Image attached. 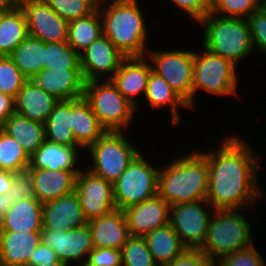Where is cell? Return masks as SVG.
Here are the masks:
<instances>
[{
    "label": "cell",
    "mask_w": 266,
    "mask_h": 266,
    "mask_svg": "<svg viewBox=\"0 0 266 266\" xmlns=\"http://www.w3.org/2000/svg\"><path fill=\"white\" fill-rule=\"evenodd\" d=\"M232 136L222 140L221 146L215 147L217 151H199L208 164L206 201L215 210L243 208L246 211L263 195L257 179L261 161L245 138Z\"/></svg>",
    "instance_id": "1"
},
{
    "label": "cell",
    "mask_w": 266,
    "mask_h": 266,
    "mask_svg": "<svg viewBox=\"0 0 266 266\" xmlns=\"http://www.w3.org/2000/svg\"><path fill=\"white\" fill-rule=\"evenodd\" d=\"M103 2L110 3L103 6ZM138 3V0H104L99 1L97 8L103 34L125 57L147 56L148 29Z\"/></svg>",
    "instance_id": "2"
},
{
    "label": "cell",
    "mask_w": 266,
    "mask_h": 266,
    "mask_svg": "<svg viewBox=\"0 0 266 266\" xmlns=\"http://www.w3.org/2000/svg\"><path fill=\"white\" fill-rule=\"evenodd\" d=\"M170 163V164H169ZM159 169L158 195L171 206L206 200L209 172L207 159L199 152L178 156Z\"/></svg>",
    "instance_id": "3"
},
{
    "label": "cell",
    "mask_w": 266,
    "mask_h": 266,
    "mask_svg": "<svg viewBox=\"0 0 266 266\" xmlns=\"http://www.w3.org/2000/svg\"><path fill=\"white\" fill-rule=\"evenodd\" d=\"M198 24L203 26V47L236 66L254 51L245 18L221 17L210 12Z\"/></svg>",
    "instance_id": "4"
},
{
    "label": "cell",
    "mask_w": 266,
    "mask_h": 266,
    "mask_svg": "<svg viewBox=\"0 0 266 266\" xmlns=\"http://www.w3.org/2000/svg\"><path fill=\"white\" fill-rule=\"evenodd\" d=\"M241 211V209L214 211L204 244L199 248L210 261L215 263L227 254L253 245L251 223Z\"/></svg>",
    "instance_id": "5"
},
{
    "label": "cell",
    "mask_w": 266,
    "mask_h": 266,
    "mask_svg": "<svg viewBox=\"0 0 266 266\" xmlns=\"http://www.w3.org/2000/svg\"><path fill=\"white\" fill-rule=\"evenodd\" d=\"M84 99L107 131L126 132L133 123L137 108L116 88L110 79L85 82Z\"/></svg>",
    "instance_id": "6"
},
{
    "label": "cell",
    "mask_w": 266,
    "mask_h": 266,
    "mask_svg": "<svg viewBox=\"0 0 266 266\" xmlns=\"http://www.w3.org/2000/svg\"><path fill=\"white\" fill-rule=\"evenodd\" d=\"M124 132L107 131L87 150L93 160L88 167L92 174L113 184L125 171L132 160L141 152L134 147Z\"/></svg>",
    "instance_id": "7"
},
{
    "label": "cell",
    "mask_w": 266,
    "mask_h": 266,
    "mask_svg": "<svg viewBox=\"0 0 266 266\" xmlns=\"http://www.w3.org/2000/svg\"><path fill=\"white\" fill-rule=\"evenodd\" d=\"M159 169L140 152L113 183L116 209L125 210L158 195Z\"/></svg>",
    "instance_id": "8"
},
{
    "label": "cell",
    "mask_w": 266,
    "mask_h": 266,
    "mask_svg": "<svg viewBox=\"0 0 266 266\" xmlns=\"http://www.w3.org/2000/svg\"><path fill=\"white\" fill-rule=\"evenodd\" d=\"M203 50L204 53L194 52L193 108L198 90L216 96H231L236 95L238 89V67L230 60L212 54L206 48Z\"/></svg>",
    "instance_id": "9"
},
{
    "label": "cell",
    "mask_w": 266,
    "mask_h": 266,
    "mask_svg": "<svg viewBox=\"0 0 266 266\" xmlns=\"http://www.w3.org/2000/svg\"><path fill=\"white\" fill-rule=\"evenodd\" d=\"M147 57L152 61V72L168 82L171 88L177 92L193 108V71L194 51L169 50L152 51L148 49ZM150 55V56H149Z\"/></svg>",
    "instance_id": "10"
},
{
    "label": "cell",
    "mask_w": 266,
    "mask_h": 266,
    "mask_svg": "<svg viewBox=\"0 0 266 266\" xmlns=\"http://www.w3.org/2000/svg\"><path fill=\"white\" fill-rule=\"evenodd\" d=\"M214 211L206 200L171 206L170 224L187 249H199L204 244Z\"/></svg>",
    "instance_id": "11"
},
{
    "label": "cell",
    "mask_w": 266,
    "mask_h": 266,
    "mask_svg": "<svg viewBox=\"0 0 266 266\" xmlns=\"http://www.w3.org/2000/svg\"><path fill=\"white\" fill-rule=\"evenodd\" d=\"M41 243L51 247L58 260L70 264L71 262L85 265L89 253L93 250L92 235L88 224L75 227L68 231H56L42 228L40 231Z\"/></svg>",
    "instance_id": "12"
},
{
    "label": "cell",
    "mask_w": 266,
    "mask_h": 266,
    "mask_svg": "<svg viewBox=\"0 0 266 266\" xmlns=\"http://www.w3.org/2000/svg\"><path fill=\"white\" fill-rule=\"evenodd\" d=\"M83 169L76 177L77 193L84 217L87 220L106 215L116 209L113 184Z\"/></svg>",
    "instance_id": "13"
},
{
    "label": "cell",
    "mask_w": 266,
    "mask_h": 266,
    "mask_svg": "<svg viewBox=\"0 0 266 266\" xmlns=\"http://www.w3.org/2000/svg\"><path fill=\"white\" fill-rule=\"evenodd\" d=\"M126 57L104 35H100L80 53V67L85 82L110 79Z\"/></svg>",
    "instance_id": "14"
},
{
    "label": "cell",
    "mask_w": 266,
    "mask_h": 266,
    "mask_svg": "<svg viewBox=\"0 0 266 266\" xmlns=\"http://www.w3.org/2000/svg\"><path fill=\"white\" fill-rule=\"evenodd\" d=\"M21 9L26 17L29 36L43 42L67 41L68 22L44 0H24Z\"/></svg>",
    "instance_id": "15"
},
{
    "label": "cell",
    "mask_w": 266,
    "mask_h": 266,
    "mask_svg": "<svg viewBox=\"0 0 266 266\" xmlns=\"http://www.w3.org/2000/svg\"><path fill=\"white\" fill-rule=\"evenodd\" d=\"M171 205L159 195L130 206L124 211L130 236L146 234L170 223Z\"/></svg>",
    "instance_id": "16"
},
{
    "label": "cell",
    "mask_w": 266,
    "mask_h": 266,
    "mask_svg": "<svg viewBox=\"0 0 266 266\" xmlns=\"http://www.w3.org/2000/svg\"><path fill=\"white\" fill-rule=\"evenodd\" d=\"M43 228L68 231L75 227H83L88 220L84 217L80 200L74 191L43 204Z\"/></svg>",
    "instance_id": "17"
},
{
    "label": "cell",
    "mask_w": 266,
    "mask_h": 266,
    "mask_svg": "<svg viewBox=\"0 0 266 266\" xmlns=\"http://www.w3.org/2000/svg\"><path fill=\"white\" fill-rule=\"evenodd\" d=\"M151 71V64L147 57H126L110 80L117 90L137 108L135 97L145 94Z\"/></svg>",
    "instance_id": "18"
},
{
    "label": "cell",
    "mask_w": 266,
    "mask_h": 266,
    "mask_svg": "<svg viewBox=\"0 0 266 266\" xmlns=\"http://www.w3.org/2000/svg\"><path fill=\"white\" fill-rule=\"evenodd\" d=\"M31 80L58 101L83 98L84 95L85 80L81 69L43 68Z\"/></svg>",
    "instance_id": "19"
},
{
    "label": "cell",
    "mask_w": 266,
    "mask_h": 266,
    "mask_svg": "<svg viewBox=\"0 0 266 266\" xmlns=\"http://www.w3.org/2000/svg\"><path fill=\"white\" fill-rule=\"evenodd\" d=\"M94 248L122 249L130 237L126 216L123 210L112 212L88 220Z\"/></svg>",
    "instance_id": "20"
},
{
    "label": "cell",
    "mask_w": 266,
    "mask_h": 266,
    "mask_svg": "<svg viewBox=\"0 0 266 266\" xmlns=\"http://www.w3.org/2000/svg\"><path fill=\"white\" fill-rule=\"evenodd\" d=\"M33 180L35 198L42 204L75 191L80 171L28 168Z\"/></svg>",
    "instance_id": "21"
},
{
    "label": "cell",
    "mask_w": 266,
    "mask_h": 266,
    "mask_svg": "<svg viewBox=\"0 0 266 266\" xmlns=\"http://www.w3.org/2000/svg\"><path fill=\"white\" fill-rule=\"evenodd\" d=\"M57 102L55 97L30 79L13 99L14 113L28 120L44 123Z\"/></svg>",
    "instance_id": "22"
},
{
    "label": "cell",
    "mask_w": 266,
    "mask_h": 266,
    "mask_svg": "<svg viewBox=\"0 0 266 266\" xmlns=\"http://www.w3.org/2000/svg\"><path fill=\"white\" fill-rule=\"evenodd\" d=\"M40 243V232L0 231V266H27Z\"/></svg>",
    "instance_id": "23"
},
{
    "label": "cell",
    "mask_w": 266,
    "mask_h": 266,
    "mask_svg": "<svg viewBox=\"0 0 266 266\" xmlns=\"http://www.w3.org/2000/svg\"><path fill=\"white\" fill-rule=\"evenodd\" d=\"M43 204L35 197L20 199L0 221V231L40 232L43 228Z\"/></svg>",
    "instance_id": "24"
},
{
    "label": "cell",
    "mask_w": 266,
    "mask_h": 266,
    "mask_svg": "<svg viewBox=\"0 0 266 266\" xmlns=\"http://www.w3.org/2000/svg\"><path fill=\"white\" fill-rule=\"evenodd\" d=\"M45 141L32 155L28 168L48 169L53 171L71 170L81 171L76 167L79 157V149ZM75 167V168H74Z\"/></svg>",
    "instance_id": "25"
},
{
    "label": "cell",
    "mask_w": 266,
    "mask_h": 266,
    "mask_svg": "<svg viewBox=\"0 0 266 266\" xmlns=\"http://www.w3.org/2000/svg\"><path fill=\"white\" fill-rule=\"evenodd\" d=\"M72 132L83 151L107 132L84 97L72 99Z\"/></svg>",
    "instance_id": "26"
},
{
    "label": "cell",
    "mask_w": 266,
    "mask_h": 266,
    "mask_svg": "<svg viewBox=\"0 0 266 266\" xmlns=\"http://www.w3.org/2000/svg\"><path fill=\"white\" fill-rule=\"evenodd\" d=\"M143 95H145V99L149 102L148 105L154 110L169 105L171 110L170 124L173 125L180 124L181 117L179 110H177L179 107L190 109L188 103L171 88L168 82L152 71L149 75L146 92Z\"/></svg>",
    "instance_id": "27"
},
{
    "label": "cell",
    "mask_w": 266,
    "mask_h": 266,
    "mask_svg": "<svg viewBox=\"0 0 266 266\" xmlns=\"http://www.w3.org/2000/svg\"><path fill=\"white\" fill-rule=\"evenodd\" d=\"M144 238L157 265L163 266L187 250L170 223L146 234Z\"/></svg>",
    "instance_id": "28"
},
{
    "label": "cell",
    "mask_w": 266,
    "mask_h": 266,
    "mask_svg": "<svg viewBox=\"0 0 266 266\" xmlns=\"http://www.w3.org/2000/svg\"><path fill=\"white\" fill-rule=\"evenodd\" d=\"M45 140L53 143L81 147L72 132V99L59 100L44 122Z\"/></svg>",
    "instance_id": "29"
},
{
    "label": "cell",
    "mask_w": 266,
    "mask_h": 266,
    "mask_svg": "<svg viewBox=\"0 0 266 266\" xmlns=\"http://www.w3.org/2000/svg\"><path fill=\"white\" fill-rule=\"evenodd\" d=\"M3 130L32 155L46 140L44 123L31 121L13 113L5 122Z\"/></svg>",
    "instance_id": "30"
},
{
    "label": "cell",
    "mask_w": 266,
    "mask_h": 266,
    "mask_svg": "<svg viewBox=\"0 0 266 266\" xmlns=\"http://www.w3.org/2000/svg\"><path fill=\"white\" fill-rule=\"evenodd\" d=\"M23 10H0V56H9L28 36Z\"/></svg>",
    "instance_id": "31"
},
{
    "label": "cell",
    "mask_w": 266,
    "mask_h": 266,
    "mask_svg": "<svg viewBox=\"0 0 266 266\" xmlns=\"http://www.w3.org/2000/svg\"><path fill=\"white\" fill-rule=\"evenodd\" d=\"M9 57L30 80L44 68V42L28 35Z\"/></svg>",
    "instance_id": "32"
},
{
    "label": "cell",
    "mask_w": 266,
    "mask_h": 266,
    "mask_svg": "<svg viewBox=\"0 0 266 266\" xmlns=\"http://www.w3.org/2000/svg\"><path fill=\"white\" fill-rule=\"evenodd\" d=\"M102 34V20L97 9L89 16L68 22L67 43L80 54Z\"/></svg>",
    "instance_id": "33"
},
{
    "label": "cell",
    "mask_w": 266,
    "mask_h": 266,
    "mask_svg": "<svg viewBox=\"0 0 266 266\" xmlns=\"http://www.w3.org/2000/svg\"><path fill=\"white\" fill-rule=\"evenodd\" d=\"M44 68L53 70L81 69L80 54L67 41L44 42Z\"/></svg>",
    "instance_id": "34"
},
{
    "label": "cell",
    "mask_w": 266,
    "mask_h": 266,
    "mask_svg": "<svg viewBox=\"0 0 266 266\" xmlns=\"http://www.w3.org/2000/svg\"><path fill=\"white\" fill-rule=\"evenodd\" d=\"M30 156L20 144L0 129V169L11 173L28 169Z\"/></svg>",
    "instance_id": "35"
},
{
    "label": "cell",
    "mask_w": 266,
    "mask_h": 266,
    "mask_svg": "<svg viewBox=\"0 0 266 266\" xmlns=\"http://www.w3.org/2000/svg\"><path fill=\"white\" fill-rule=\"evenodd\" d=\"M49 7L67 22L94 13L99 0H44Z\"/></svg>",
    "instance_id": "36"
},
{
    "label": "cell",
    "mask_w": 266,
    "mask_h": 266,
    "mask_svg": "<svg viewBox=\"0 0 266 266\" xmlns=\"http://www.w3.org/2000/svg\"><path fill=\"white\" fill-rule=\"evenodd\" d=\"M121 250L122 266H157L144 237L130 236Z\"/></svg>",
    "instance_id": "37"
},
{
    "label": "cell",
    "mask_w": 266,
    "mask_h": 266,
    "mask_svg": "<svg viewBox=\"0 0 266 266\" xmlns=\"http://www.w3.org/2000/svg\"><path fill=\"white\" fill-rule=\"evenodd\" d=\"M263 6L261 0H212L211 13L221 17L247 19Z\"/></svg>",
    "instance_id": "38"
},
{
    "label": "cell",
    "mask_w": 266,
    "mask_h": 266,
    "mask_svg": "<svg viewBox=\"0 0 266 266\" xmlns=\"http://www.w3.org/2000/svg\"><path fill=\"white\" fill-rule=\"evenodd\" d=\"M28 79L9 56H0V92L15 98Z\"/></svg>",
    "instance_id": "39"
},
{
    "label": "cell",
    "mask_w": 266,
    "mask_h": 266,
    "mask_svg": "<svg viewBox=\"0 0 266 266\" xmlns=\"http://www.w3.org/2000/svg\"><path fill=\"white\" fill-rule=\"evenodd\" d=\"M264 260L254 244L244 250L221 257L215 266H265Z\"/></svg>",
    "instance_id": "40"
},
{
    "label": "cell",
    "mask_w": 266,
    "mask_h": 266,
    "mask_svg": "<svg viewBox=\"0 0 266 266\" xmlns=\"http://www.w3.org/2000/svg\"><path fill=\"white\" fill-rule=\"evenodd\" d=\"M253 48L266 54V5L247 18Z\"/></svg>",
    "instance_id": "41"
},
{
    "label": "cell",
    "mask_w": 266,
    "mask_h": 266,
    "mask_svg": "<svg viewBox=\"0 0 266 266\" xmlns=\"http://www.w3.org/2000/svg\"><path fill=\"white\" fill-rule=\"evenodd\" d=\"M86 266H122V250L113 248H93Z\"/></svg>",
    "instance_id": "42"
},
{
    "label": "cell",
    "mask_w": 266,
    "mask_h": 266,
    "mask_svg": "<svg viewBox=\"0 0 266 266\" xmlns=\"http://www.w3.org/2000/svg\"><path fill=\"white\" fill-rule=\"evenodd\" d=\"M17 202L20 199L35 197L33 180L29 169H25L14 173L12 187L8 190Z\"/></svg>",
    "instance_id": "43"
},
{
    "label": "cell",
    "mask_w": 266,
    "mask_h": 266,
    "mask_svg": "<svg viewBox=\"0 0 266 266\" xmlns=\"http://www.w3.org/2000/svg\"><path fill=\"white\" fill-rule=\"evenodd\" d=\"M175 6L186 12L190 19L199 22L211 12L212 0H171Z\"/></svg>",
    "instance_id": "44"
},
{
    "label": "cell",
    "mask_w": 266,
    "mask_h": 266,
    "mask_svg": "<svg viewBox=\"0 0 266 266\" xmlns=\"http://www.w3.org/2000/svg\"><path fill=\"white\" fill-rule=\"evenodd\" d=\"M163 266H215L200 249H187L182 255Z\"/></svg>",
    "instance_id": "45"
},
{
    "label": "cell",
    "mask_w": 266,
    "mask_h": 266,
    "mask_svg": "<svg viewBox=\"0 0 266 266\" xmlns=\"http://www.w3.org/2000/svg\"><path fill=\"white\" fill-rule=\"evenodd\" d=\"M57 261L58 257L56 252L51 247L40 243L32 253L27 266H46Z\"/></svg>",
    "instance_id": "46"
},
{
    "label": "cell",
    "mask_w": 266,
    "mask_h": 266,
    "mask_svg": "<svg viewBox=\"0 0 266 266\" xmlns=\"http://www.w3.org/2000/svg\"><path fill=\"white\" fill-rule=\"evenodd\" d=\"M14 113L13 98L0 92V129H3L6 120Z\"/></svg>",
    "instance_id": "47"
},
{
    "label": "cell",
    "mask_w": 266,
    "mask_h": 266,
    "mask_svg": "<svg viewBox=\"0 0 266 266\" xmlns=\"http://www.w3.org/2000/svg\"><path fill=\"white\" fill-rule=\"evenodd\" d=\"M14 180V173L0 169V194L8 193L12 187Z\"/></svg>",
    "instance_id": "48"
},
{
    "label": "cell",
    "mask_w": 266,
    "mask_h": 266,
    "mask_svg": "<svg viewBox=\"0 0 266 266\" xmlns=\"http://www.w3.org/2000/svg\"><path fill=\"white\" fill-rule=\"evenodd\" d=\"M15 199L10 193L0 194V221L3 219L5 213L15 203Z\"/></svg>",
    "instance_id": "49"
},
{
    "label": "cell",
    "mask_w": 266,
    "mask_h": 266,
    "mask_svg": "<svg viewBox=\"0 0 266 266\" xmlns=\"http://www.w3.org/2000/svg\"><path fill=\"white\" fill-rule=\"evenodd\" d=\"M24 0H0V10H16L20 9Z\"/></svg>",
    "instance_id": "50"
},
{
    "label": "cell",
    "mask_w": 266,
    "mask_h": 266,
    "mask_svg": "<svg viewBox=\"0 0 266 266\" xmlns=\"http://www.w3.org/2000/svg\"><path fill=\"white\" fill-rule=\"evenodd\" d=\"M46 266H70V265L58 260L57 262L47 264Z\"/></svg>",
    "instance_id": "51"
},
{
    "label": "cell",
    "mask_w": 266,
    "mask_h": 266,
    "mask_svg": "<svg viewBox=\"0 0 266 266\" xmlns=\"http://www.w3.org/2000/svg\"><path fill=\"white\" fill-rule=\"evenodd\" d=\"M263 2L264 5H266V0H261Z\"/></svg>",
    "instance_id": "52"
}]
</instances>
